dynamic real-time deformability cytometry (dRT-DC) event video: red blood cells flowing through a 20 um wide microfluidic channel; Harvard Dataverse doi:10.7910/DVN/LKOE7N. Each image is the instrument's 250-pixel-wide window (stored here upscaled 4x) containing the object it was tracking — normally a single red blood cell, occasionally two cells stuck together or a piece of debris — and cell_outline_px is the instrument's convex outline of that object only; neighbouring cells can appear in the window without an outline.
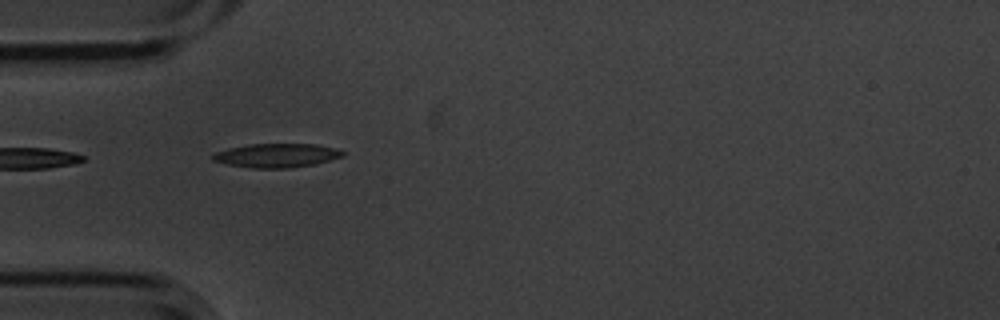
{"species": "common noctule bat (a hibernating species)", "species_latin": "Nyctalus noctula", "temperature_condition": "cold", "stored_images_in_passage": 3, "camera_frame_rate_fps": 3000, "um_per_image_px": 0.085, "animal": {"sex": "male", "body_mass_g": 20.1, "forearm_length_mm": 53.5}, "frame": {"image": 1, "passage_image": 2, "time_ms": 0.333, "image_size_px": [1000, 320], "cell_outline_px": [[344, 156], [316, 164], [288, 168], [252, 168], [228, 164], [212, 160], [212, 156], [216, 152], [228, 148], [248, 144], [316, 144], [336, 148], [344, 152]], "centroid_in_image_um": [23.54, 13.21], "position_along_channel_um": 61.5, "area_um2": 18.09}}
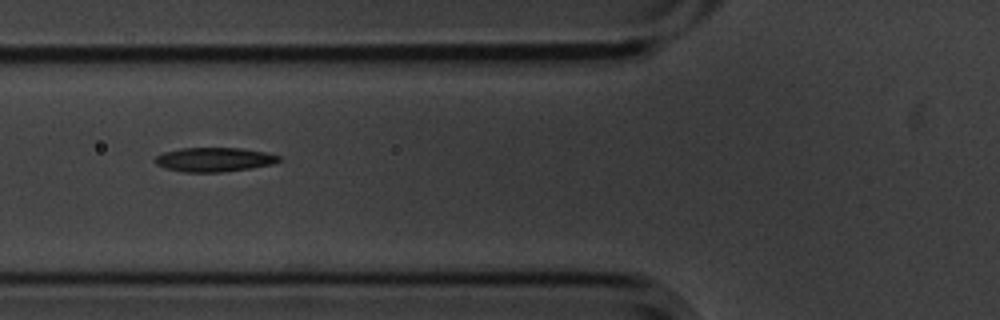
{"frame": {"image": 2, "passage_image": 3, "time_ms": 0.667, "image_size_px": [1000, 320], "cell_outline_px": [[280, 160], [272, 164], [252, 168], [220, 172], [184, 172], [164, 168], [156, 164], [152, 160], [156, 156], [164, 152], [180, 148], [240, 148], [264, 152], [280, 156]], "centroid_in_image_um": [18.16, 13.56], "position_along_channel_um": 107.6, "area_um2": 17.46}}